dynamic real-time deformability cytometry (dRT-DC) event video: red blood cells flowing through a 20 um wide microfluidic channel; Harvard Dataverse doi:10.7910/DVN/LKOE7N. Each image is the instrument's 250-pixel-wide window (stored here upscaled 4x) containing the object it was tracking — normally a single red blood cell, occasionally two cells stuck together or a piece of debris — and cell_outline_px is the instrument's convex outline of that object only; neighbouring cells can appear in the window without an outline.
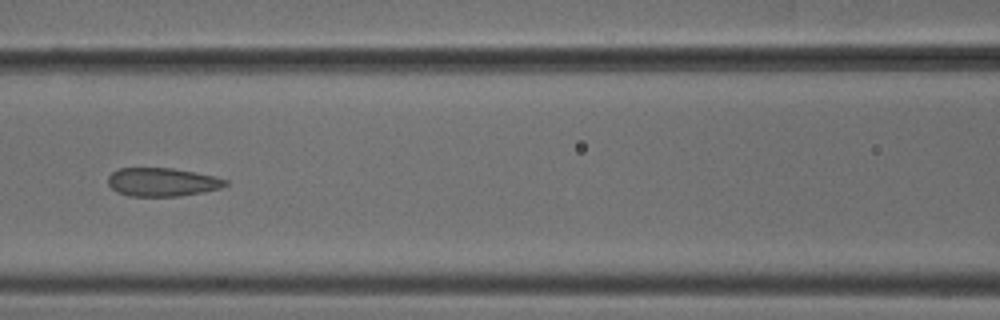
{"species": "common noctule bat (a hibernating species)", "species_latin": "Nyctalus noctula", "temperature_condition": "cold", "stored_images_in_passage": 7, "camera_frame_rate_fps": 3000, "um_per_image_px": 0.085, "animal": {"sex": "male", "body_mass_g": 18.8}, "frame": {"image": 1, "passage_image": 4, "time_ms": 1.0, "image_size_px": [1000, 320], "cell_outline_px": [[228, 184], [220, 188], [204, 192], [180, 196], [128, 196], [116, 192], [108, 184], [108, 176], [112, 172], [120, 168], [172, 168], [216, 176], [228, 180]], "centroid_in_image_um": [13.79, 15.48], "position_along_channel_um": 152.8, "area_um2": 19.59}}
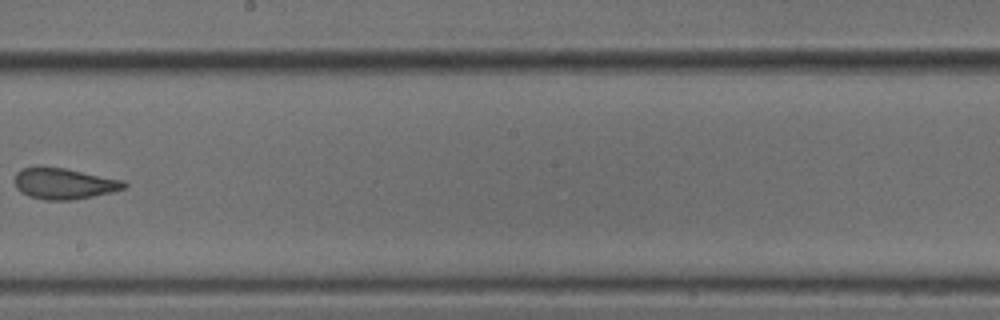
{"frame": {"image": 2, "passage_image": 6, "time_ms": 1.667, "image_size_px": [1000, 320], "cell_outline_px": [[128, 184], [124, 188], [92, 196], [72, 200], [44, 200], [28, 196], [20, 192], [16, 188], [16, 172], [24, 168], [36, 164], [40, 164], [64, 168], [124, 180]], "centroid_in_image_um": [5.38, 15.58], "position_along_channel_um": 242.8, "area_um2": 20.0}}
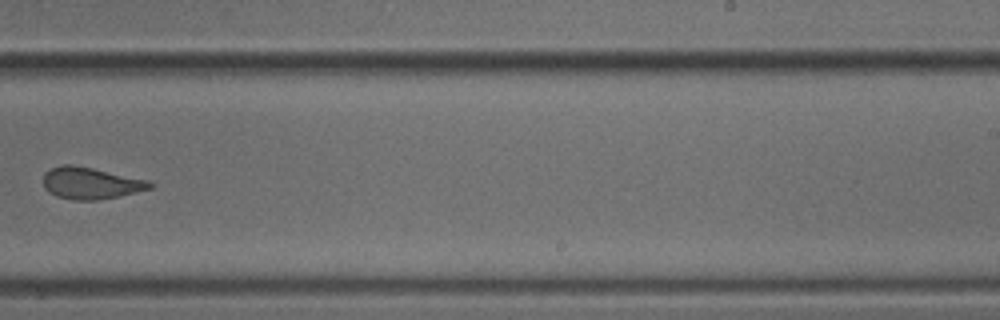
{"frame": {"image": 3, "passage_image": 7, "time_ms": 2.0, "image_size_px": [1000, 320], "cell_outline_px": [[156, 184], [152, 188], [120, 196], [100, 200], [72, 200], [56, 196], [48, 192], [44, 188], [44, 172], [60, 164], [72, 164], [92, 168], [148, 180]], "centroid_in_image_um": [7.7, 15.57], "position_along_channel_um": 281.3, "area_um2": 19.88}}